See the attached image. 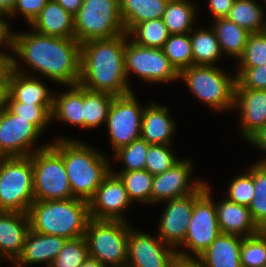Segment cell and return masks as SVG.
Segmentation results:
<instances>
[{"mask_svg": "<svg viewBox=\"0 0 266 267\" xmlns=\"http://www.w3.org/2000/svg\"><path fill=\"white\" fill-rule=\"evenodd\" d=\"M13 59H22L35 72L66 86L79 84L81 44L75 38L15 32Z\"/></svg>", "mask_w": 266, "mask_h": 267, "instance_id": "6da1fadb", "label": "cell"}, {"mask_svg": "<svg viewBox=\"0 0 266 267\" xmlns=\"http://www.w3.org/2000/svg\"><path fill=\"white\" fill-rule=\"evenodd\" d=\"M126 33L111 39H92L81 43L83 87L121 96L132 92L125 69Z\"/></svg>", "mask_w": 266, "mask_h": 267, "instance_id": "7a4b0ae2", "label": "cell"}, {"mask_svg": "<svg viewBox=\"0 0 266 267\" xmlns=\"http://www.w3.org/2000/svg\"><path fill=\"white\" fill-rule=\"evenodd\" d=\"M50 145L63 157L74 198L89 202L110 173V161L82 141L59 137Z\"/></svg>", "mask_w": 266, "mask_h": 267, "instance_id": "3957f363", "label": "cell"}, {"mask_svg": "<svg viewBox=\"0 0 266 267\" xmlns=\"http://www.w3.org/2000/svg\"><path fill=\"white\" fill-rule=\"evenodd\" d=\"M28 217L34 232L75 239L85 235L89 202L77 198L34 201Z\"/></svg>", "mask_w": 266, "mask_h": 267, "instance_id": "277c9868", "label": "cell"}, {"mask_svg": "<svg viewBox=\"0 0 266 267\" xmlns=\"http://www.w3.org/2000/svg\"><path fill=\"white\" fill-rule=\"evenodd\" d=\"M191 93L217 111L234 108L236 75L229 76L216 65H192L179 73Z\"/></svg>", "mask_w": 266, "mask_h": 267, "instance_id": "5b68a950", "label": "cell"}, {"mask_svg": "<svg viewBox=\"0 0 266 267\" xmlns=\"http://www.w3.org/2000/svg\"><path fill=\"white\" fill-rule=\"evenodd\" d=\"M128 233L126 221L90 218L84 235L89 257L107 267H126Z\"/></svg>", "mask_w": 266, "mask_h": 267, "instance_id": "8992f818", "label": "cell"}, {"mask_svg": "<svg viewBox=\"0 0 266 267\" xmlns=\"http://www.w3.org/2000/svg\"><path fill=\"white\" fill-rule=\"evenodd\" d=\"M33 202L31 156L0 157V211L28 213Z\"/></svg>", "mask_w": 266, "mask_h": 267, "instance_id": "52a82bcc", "label": "cell"}, {"mask_svg": "<svg viewBox=\"0 0 266 267\" xmlns=\"http://www.w3.org/2000/svg\"><path fill=\"white\" fill-rule=\"evenodd\" d=\"M74 18L75 39L80 44L92 39H111L126 33L120 0H83Z\"/></svg>", "mask_w": 266, "mask_h": 267, "instance_id": "ba28073f", "label": "cell"}, {"mask_svg": "<svg viewBox=\"0 0 266 267\" xmlns=\"http://www.w3.org/2000/svg\"><path fill=\"white\" fill-rule=\"evenodd\" d=\"M34 201L74 198L63 157L50 145L31 155Z\"/></svg>", "mask_w": 266, "mask_h": 267, "instance_id": "9c48e42d", "label": "cell"}, {"mask_svg": "<svg viewBox=\"0 0 266 267\" xmlns=\"http://www.w3.org/2000/svg\"><path fill=\"white\" fill-rule=\"evenodd\" d=\"M127 38L126 33L124 59L127 80L131 72L148 83H169L179 79V73L161 48L143 47Z\"/></svg>", "mask_w": 266, "mask_h": 267, "instance_id": "30bf717a", "label": "cell"}, {"mask_svg": "<svg viewBox=\"0 0 266 267\" xmlns=\"http://www.w3.org/2000/svg\"><path fill=\"white\" fill-rule=\"evenodd\" d=\"M210 190V186L205 182V191L194 201L185 240L180 245L195 254V258H198L221 234L216 205Z\"/></svg>", "mask_w": 266, "mask_h": 267, "instance_id": "8fae6325", "label": "cell"}, {"mask_svg": "<svg viewBox=\"0 0 266 267\" xmlns=\"http://www.w3.org/2000/svg\"><path fill=\"white\" fill-rule=\"evenodd\" d=\"M143 110L133 91L114 97L106 120L114 151L141 137Z\"/></svg>", "mask_w": 266, "mask_h": 267, "instance_id": "7c38bea8", "label": "cell"}, {"mask_svg": "<svg viewBox=\"0 0 266 267\" xmlns=\"http://www.w3.org/2000/svg\"><path fill=\"white\" fill-rule=\"evenodd\" d=\"M40 135L31 119L20 118L4 105L0 112V157L31 156L46 148L49 144L33 148Z\"/></svg>", "mask_w": 266, "mask_h": 267, "instance_id": "4fadbf2b", "label": "cell"}, {"mask_svg": "<svg viewBox=\"0 0 266 267\" xmlns=\"http://www.w3.org/2000/svg\"><path fill=\"white\" fill-rule=\"evenodd\" d=\"M165 244L158 235L153 237L129 228L126 267H170L177 252Z\"/></svg>", "mask_w": 266, "mask_h": 267, "instance_id": "5bb4252c", "label": "cell"}, {"mask_svg": "<svg viewBox=\"0 0 266 267\" xmlns=\"http://www.w3.org/2000/svg\"><path fill=\"white\" fill-rule=\"evenodd\" d=\"M205 191V182L187 196L167 200L159 224L158 236L175 249L183 243L190 223L194 201Z\"/></svg>", "mask_w": 266, "mask_h": 267, "instance_id": "9a60e30c", "label": "cell"}, {"mask_svg": "<svg viewBox=\"0 0 266 267\" xmlns=\"http://www.w3.org/2000/svg\"><path fill=\"white\" fill-rule=\"evenodd\" d=\"M131 203L123 181L110 171L89 201L90 218L125 221L122 212Z\"/></svg>", "mask_w": 266, "mask_h": 267, "instance_id": "2e32d148", "label": "cell"}, {"mask_svg": "<svg viewBox=\"0 0 266 267\" xmlns=\"http://www.w3.org/2000/svg\"><path fill=\"white\" fill-rule=\"evenodd\" d=\"M192 167L190 160H179L167 171L154 175L151 203H161L162 201L194 193L204 182L200 180L189 181L191 179Z\"/></svg>", "mask_w": 266, "mask_h": 267, "instance_id": "e0dca14e", "label": "cell"}, {"mask_svg": "<svg viewBox=\"0 0 266 267\" xmlns=\"http://www.w3.org/2000/svg\"><path fill=\"white\" fill-rule=\"evenodd\" d=\"M18 60L13 59L10 66L6 67L4 77L6 81V92L17 102L25 104H53L55 93L38 79L26 74L21 70Z\"/></svg>", "mask_w": 266, "mask_h": 267, "instance_id": "ac0fdd59", "label": "cell"}, {"mask_svg": "<svg viewBox=\"0 0 266 267\" xmlns=\"http://www.w3.org/2000/svg\"><path fill=\"white\" fill-rule=\"evenodd\" d=\"M29 230L28 213L0 211V257L13 265L23 253Z\"/></svg>", "mask_w": 266, "mask_h": 267, "instance_id": "d6986e66", "label": "cell"}, {"mask_svg": "<svg viewBox=\"0 0 266 267\" xmlns=\"http://www.w3.org/2000/svg\"><path fill=\"white\" fill-rule=\"evenodd\" d=\"M234 107L240 110L239 123L245 140L266 125V90L235 88Z\"/></svg>", "mask_w": 266, "mask_h": 267, "instance_id": "ffe728a7", "label": "cell"}, {"mask_svg": "<svg viewBox=\"0 0 266 267\" xmlns=\"http://www.w3.org/2000/svg\"><path fill=\"white\" fill-rule=\"evenodd\" d=\"M63 237L37 233L29 230L24 244V250L13 267H25L31 264L45 262L49 267L62 250L66 241Z\"/></svg>", "mask_w": 266, "mask_h": 267, "instance_id": "44dd1931", "label": "cell"}, {"mask_svg": "<svg viewBox=\"0 0 266 267\" xmlns=\"http://www.w3.org/2000/svg\"><path fill=\"white\" fill-rule=\"evenodd\" d=\"M175 122L166 106L152 102L144 107L142 113L141 137L149 144H171L172 134L176 128Z\"/></svg>", "mask_w": 266, "mask_h": 267, "instance_id": "7402d4cb", "label": "cell"}, {"mask_svg": "<svg viewBox=\"0 0 266 267\" xmlns=\"http://www.w3.org/2000/svg\"><path fill=\"white\" fill-rule=\"evenodd\" d=\"M215 205L221 233L247 237L261 231L247 206L239 205L228 199L217 202Z\"/></svg>", "mask_w": 266, "mask_h": 267, "instance_id": "603a6c76", "label": "cell"}, {"mask_svg": "<svg viewBox=\"0 0 266 267\" xmlns=\"http://www.w3.org/2000/svg\"><path fill=\"white\" fill-rule=\"evenodd\" d=\"M29 26L42 35L75 38V18L56 0H48L40 14Z\"/></svg>", "mask_w": 266, "mask_h": 267, "instance_id": "cb8c5ba5", "label": "cell"}, {"mask_svg": "<svg viewBox=\"0 0 266 267\" xmlns=\"http://www.w3.org/2000/svg\"><path fill=\"white\" fill-rule=\"evenodd\" d=\"M243 238L221 233L198 259L203 267H242L240 255Z\"/></svg>", "mask_w": 266, "mask_h": 267, "instance_id": "d4e9b609", "label": "cell"}, {"mask_svg": "<svg viewBox=\"0 0 266 267\" xmlns=\"http://www.w3.org/2000/svg\"><path fill=\"white\" fill-rule=\"evenodd\" d=\"M69 88V91L53 96L51 120L59 119L84 128V87L76 84Z\"/></svg>", "mask_w": 266, "mask_h": 267, "instance_id": "484cf974", "label": "cell"}, {"mask_svg": "<svg viewBox=\"0 0 266 267\" xmlns=\"http://www.w3.org/2000/svg\"><path fill=\"white\" fill-rule=\"evenodd\" d=\"M169 0H120V12L128 33L137 24L162 18Z\"/></svg>", "mask_w": 266, "mask_h": 267, "instance_id": "4316f807", "label": "cell"}, {"mask_svg": "<svg viewBox=\"0 0 266 267\" xmlns=\"http://www.w3.org/2000/svg\"><path fill=\"white\" fill-rule=\"evenodd\" d=\"M214 29L222 54H228L239 60L244 52L250 32L238 26L226 17L216 18Z\"/></svg>", "mask_w": 266, "mask_h": 267, "instance_id": "83f0119b", "label": "cell"}, {"mask_svg": "<svg viewBox=\"0 0 266 267\" xmlns=\"http://www.w3.org/2000/svg\"><path fill=\"white\" fill-rule=\"evenodd\" d=\"M264 12L255 0H235L226 18L250 33H257L266 31Z\"/></svg>", "mask_w": 266, "mask_h": 267, "instance_id": "f1b7e54d", "label": "cell"}, {"mask_svg": "<svg viewBox=\"0 0 266 267\" xmlns=\"http://www.w3.org/2000/svg\"><path fill=\"white\" fill-rule=\"evenodd\" d=\"M192 34V35H191ZM193 65L214 66L222 54L213 28L192 30L190 33Z\"/></svg>", "mask_w": 266, "mask_h": 267, "instance_id": "f546056e", "label": "cell"}, {"mask_svg": "<svg viewBox=\"0 0 266 267\" xmlns=\"http://www.w3.org/2000/svg\"><path fill=\"white\" fill-rule=\"evenodd\" d=\"M189 0H169L163 14V21L170 35L191 33L196 17L194 4Z\"/></svg>", "mask_w": 266, "mask_h": 267, "instance_id": "4dcf8cb0", "label": "cell"}, {"mask_svg": "<svg viewBox=\"0 0 266 267\" xmlns=\"http://www.w3.org/2000/svg\"><path fill=\"white\" fill-rule=\"evenodd\" d=\"M131 41L143 47L162 48L169 38V32L162 18L143 21L128 33ZM132 37V38H131Z\"/></svg>", "mask_w": 266, "mask_h": 267, "instance_id": "1f68e13d", "label": "cell"}, {"mask_svg": "<svg viewBox=\"0 0 266 267\" xmlns=\"http://www.w3.org/2000/svg\"><path fill=\"white\" fill-rule=\"evenodd\" d=\"M113 99V95L84 87V128L92 129L106 122Z\"/></svg>", "mask_w": 266, "mask_h": 267, "instance_id": "d6a6232c", "label": "cell"}, {"mask_svg": "<svg viewBox=\"0 0 266 267\" xmlns=\"http://www.w3.org/2000/svg\"><path fill=\"white\" fill-rule=\"evenodd\" d=\"M161 49L178 73L193 65L190 33L169 35Z\"/></svg>", "mask_w": 266, "mask_h": 267, "instance_id": "836d02e7", "label": "cell"}, {"mask_svg": "<svg viewBox=\"0 0 266 267\" xmlns=\"http://www.w3.org/2000/svg\"><path fill=\"white\" fill-rule=\"evenodd\" d=\"M111 172L118 175L123 181L130 201H141L151 204V190L154 175L147 170H135L127 172Z\"/></svg>", "mask_w": 266, "mask_h": 267, "instance_id": "e575fe53", "label": "cell"}, {"mask_svg": "<svg viewBox=\"0 0 266 267\" xmlns=\"http://www.w3.org/2000/svg\"><path fill=\"white\" fill-rule=\"evenodd\" d=\"M5 106L20 118L31 119V123L41 133L50 123L53 104H25L17 102L6 92Z\"/></svg>", "mask_w": 266, "mask_h": 267, "instance_id": "d590c367", "label": "cell"}, {"mask_svg": "<svg viewBox=\"0 0 266 267\" xmlns=\"http://www.w3.org/2000/svg\"><path fill=\"white\" fill-rule=\"evenodd\" d=\"M254 197L249 210L257 226L266 230V163L253 165Z\"/></svg>", "mask_w": 266, "mask_h": 267, "instance_id": "8d00e7d4", "label": "cell"}, {"mask_svg": "<svg viewBox=\"0 0 266 267\" xmlns=\"http://www.w3.org/2000/svg\"><path fill=\"white\" fill-rule=\"evenodd\" d=\"M240 259L242 267L266 265V230L243 238Z\"/></svg>", "mask_w": 266, "mask_h": 267, "instance_id": "74e56055", "label": "cell"}, {"mask_svg": "<svg viewBox=\"0 0 266 267\" xmlns=\"http://www.w3.org/2000/svg\"><path fill=\"white\" fill-rule=\"evenodd\" d=\"M89 257L84 236L68 239L49 267H80Z\"/></svg>", "mask_w": 266, "mask_h": 267, "instance_id": "f35d334b", "label": "cell"}, {"mask_svg": "<svg viewBox=\"0 0 266 267\" xmlns=\"http://www.w3.org/2000/svg\"><path fill=\"white\" fill-rule=\"evenodd\" d=\"M149 145V143L140 137L129 145L120 147L114 151V158L119 159L125 165L120 172L144 170Z\"/></svg>", "mask_w": 266, "mask_h": 267, "instance_id": "ab89813d", "label": "cell"}, {"mask_svg": "<svg viewBox=\"0 0 266 267\" xmlns=\"http://www.w3.org/2000/svg\"><path fill=\"white\" fill-rule=\"evenodd\" d=\"M168 145L150 144L145 160L144 169L152 175H157L167 171L179 160L173 154V150Z\"/></svg>", "mask_w": 266, "mask_h": 267, "instance_id": "60d3db41", "label": "cell"}, {"mask_svg": "<svg viewBox=\"0 0 266 267\" xmlns=\"http://www.w3.org/2000/svg\"><path fill=\"white\" fill-rule=\"evenodd\" d=\"M239 67H258L266 64V31L250 33Z\"/></svg>", "mask_w": 266, "mask_h": 267, "instance_id": "b9f144b4", "label": "cell"}, {"mask_svg": "<svg viewBox=\"0 0 266 267\" xmlns=\"http://www.w3.org/2000/svg\"><path fill=\"white\" fill-rule=\"evenodd\" d=\"M250 169V170H249ZM245 174L231 180L228 188V200L249 207L254 197L253 165Z\"/></svg>", "mask_w": 266, "mask_h": 267, "instance_id": "7bdbcfd3", "label": "cell"}, {"mask_svg": "<svg viewBox=\"0 0 266 267\" xmlns=\"http://www.w3.org/2000/svg\"><path fill=\"white\" fill-rule=\"evenodd\" d=\"M235 88L266 90V64L258 67H239Z\"/></svg>", "mask_w": 266, "mask_h": 267, "instance_id": "ee69618b", "label": "cell"}, {"mask_svg": "<svg viewBox=\"0 0 266 267\" xmlns=\"http://www.w3.org/2000/svg\"><path fill=\"white\" fill-rule=\"evenodd\" d=\"M48 0H16L14 9L8 18L16 17L18 13L24 16L30 25L40 14Z\"/></svg>", "mask_w": 266, "mask_h": 267, "instance_id": "f6af8a7d", "label": "cell"}, {"mask_svg": "<svg viewBox=\"0 0 266 267\" xmlns=\"http://www.w3.org/2000/svg\"><path fill=\"white\" fill-rule=\"evenodd\" d=\"M3 17L0 18V47L4 45L8 46V48L13 51L14 55V43H15V32H11L10 26L4 19ZM4 43V44H3ZM3 44V45H2ZM13 55L7 54L4 52L0 53V60L7 66L9 67L12 60H13Z\"/></svg>", "mask_w": 266, "mask_h": 267, "instance_id": "bcb514c9", "label": "cell"}, {"mask_svg": "<svg viewBox=\"0 0 266 267\" xmlns=\"http://www.w3.org/2000/svg\"><path fill=\"white\" fill-rule=\"evenodd\" d=\"M209 9L213 13V17L220 18L226 17L229 14L230 9L234 5L235 0H208Z\"/></svg>", "mask_w": 266, "mask_h": 267, "instance_id": "7dc6e473", "label": "cell"}, {"mask_svg": "<svg viewBox=\"0 0 266 267\" xmlns=\"http://www.w3.org/2000/svg\"><path fill=\"white\" fill-rule=\"evenodd\" d=\"M177 257L172 261L170 267H203L198 258L192 257L186 251L177 250Z\"/></svg>", "mask_w": 266, "mask_h": 267, "instance_id": "c3c4849f", "label": "cell"}, {"mask_svg": "<svg viewBox=\"0 0 266 267\" xmlns=\"http://www.w3.org/2000/svg\"><path fill=\"white\" fill-rule=\"evenodd\" d=\"M251 144L255 147L263 150L262 152L266 153V125L259 128L255 133H253L248 139ZM257 162L266 163V158H263Z\"/></svg>", "mask_w": 266, "mask_h": 267, "instance_id": "681fc988", "label": "cell"}, {"mask_svg": "<svg viewBox=\"0 0 266 267\" xmlns=\"http://www.w3.org/2000/svg\"><path fill=\"white\" fill-rule=\"evenodd\" d=\"M59 5L72 16H76L82 6L83 0H56Z\"/></svg>", "mask_w": 266, "mask_h": 267, "instance_id": "f907efd6", "label": "cell"}, {"mask_svg": "<svg viewBox=\"0 0 266 267\" xmlns=\"http://www.w3.org/2000/svg\"><path fill=\"white\" fill-rule=\"evenodd\" d=\"M16 0H0V12L2 15L9 16L14 9Z\"/></svg>", "mask_w": 266, "mask_h": 267, "instance_id": "816d5d0a", "label": "cell"}, {"mask_svg": "<svg viewBox=\"0 0 266 267\" xmlns=\"http://www.w3.org/2000/svg\"><path fill=\"white\" fill-rule=\"evenodd\" d=\"M6 81L4 75L0 78V112L5 105Z\"/></svg>", "mask_w": 266, "mask_h": 267, "instance_id": "f5cc1de1", "label": "cell"}, {"mask_svg": "<svg viewBox=\"0 0 266 267\" xmlns=\"http://www.w3.org/2000/svg\"><path fill=\"white\" fill-rule=\"evenodd\" d=\"M80 267H107L101 264L98 260L88 257Z\"/></svg>", "mask_w": 266, "mask_h": 267, "instance_id": "db71d44e", "label": "cell"}, {"mask_svg": "<svg viewBox=\"0 0 266 267\" xmlns=\"http://www.w3.org/2000/svg\"><path fill=\"white\" fill-rule=\"evenodd\" d=\"M6 65L0 60V78L4 75Z\"/></svg>", "mask_w": 266, "mask_h": 267, "instance_id": "11a10c76", "label": "cell"}]
</instances>
